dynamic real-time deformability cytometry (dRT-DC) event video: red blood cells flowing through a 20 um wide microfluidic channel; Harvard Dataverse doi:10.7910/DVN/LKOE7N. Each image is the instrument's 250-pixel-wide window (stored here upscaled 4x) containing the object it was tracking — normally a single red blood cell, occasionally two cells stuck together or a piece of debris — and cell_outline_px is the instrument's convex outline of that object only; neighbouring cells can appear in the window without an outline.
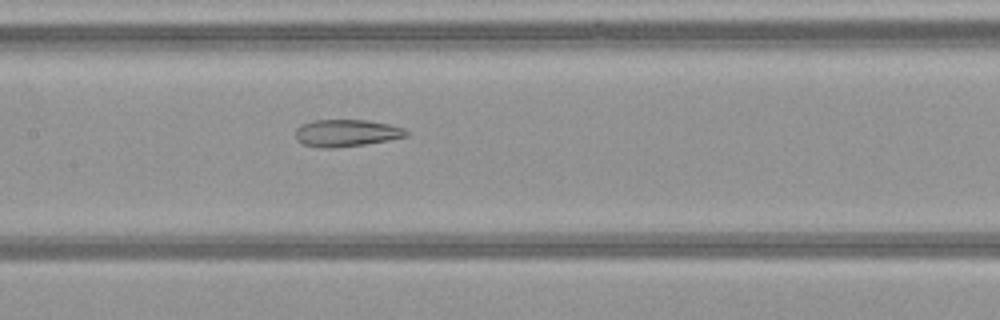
{"species": "common noctule bat (a hibernating species)", "species_latin": "Nyctalus noctula", "temperature_condition": "warm", "stored_images_in_passage": 42, "camera_frame_rate_fps": 3000, "um_per_image_px": 0.085, "animal": {"sex": "female", "body_mass_g": 21.9}, "frame": {"image": 1, "passage_image": 23, "time_ms": 7.333, "image_size_px": [1000, 320], "cell_outline_px": [[408, 136], [388, 140], [364, 144], [336, 148], [320, 148], [300, 144], [296, 140], [296, 128], [300, 124], [312, 120], [368, 120], [388, 124], [404, 128], [408, 132]], "centroid_in_image_um": [29.39, 11.31], "position_along_channel_um": 178.0, "area_um2": 17.69}}
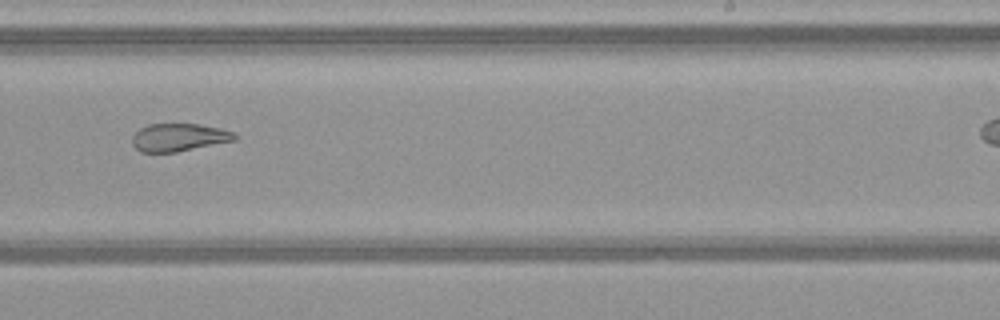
{"frame": {"image": 2, "passage_image": 30, "time_ms": 9.667, "image_size_px": [1000, 320], "cell_outline_px": [[240, 136], [236, 140], [176, 152], [140, 152], [132, 144], [132, 136], [140, 128], [148, 124], [196, 124], [220, 128], [236, 132]], "centroid_in_image_um": [15.24, 11.67], "position_along_channel_um": 273.8, "area_um2": 16.7}}
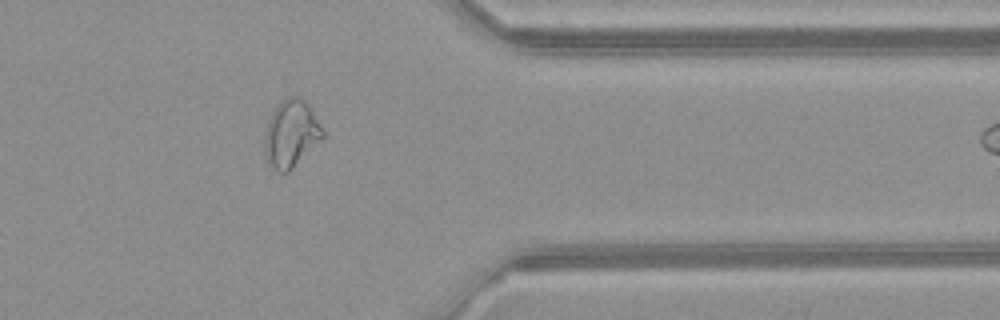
{"frame": {"image": 3, "passage_image": 39, "time_ms": 12.667, "image_size_px": [1000, 320], "cell_outline_px": [[324, 136], [288, 172], [280, 172], [272, 168], [268, 160], [264, 144], [264, 140], [268, 120], [272, 112], [280, 100], [288, 96], [300, 96], [312, 108], [324, 128]], "centroid_in_image_um": [24.76, 11.31], "position_along_channel_um": 386.6, "area_um2": 22.66}}